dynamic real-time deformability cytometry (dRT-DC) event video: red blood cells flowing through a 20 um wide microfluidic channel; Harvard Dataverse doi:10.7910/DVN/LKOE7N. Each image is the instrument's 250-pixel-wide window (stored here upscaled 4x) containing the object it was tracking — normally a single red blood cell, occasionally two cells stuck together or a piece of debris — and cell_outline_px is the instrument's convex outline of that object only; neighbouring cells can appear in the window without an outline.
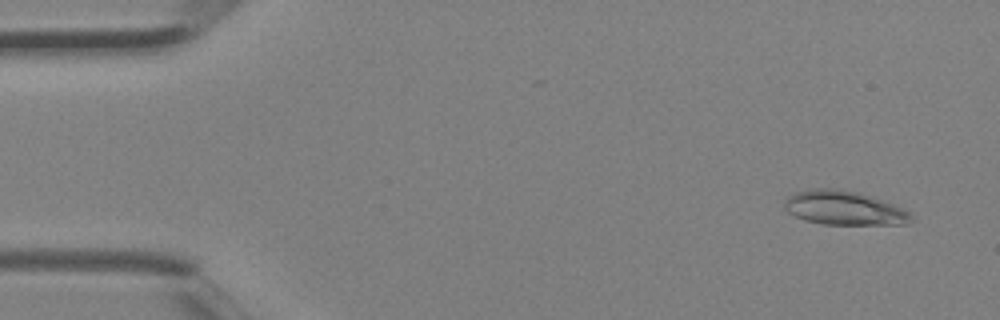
{"species": "Egyptian fruit bat (a non-hibernating species)", "species_latin": "Rousettus aegyptiacus", "temperature_condition": "room temperature", "stored_images_in_passage": 3, "camera_frame_rate_fps": 3000, "um_per_image_px": 0.085, "animal": {"sex": "female"}, "frame": {"image": 1, "passage_image": 1, "time_ms": 0.0, "image_size_px": [1000, 320], "cell_outline_px": [[916, 220], [908, 224], [824, 224], [804, 220], [788, 212], [784, 208], [784, 200], [788, 196], [796, 192], [808, 188], [840, 188], [860, 192], [872, 196], [912, 212]], "centroid_in_image_um": [71.78, 17.67], "position_along_channel_um": 13.2, "area_um2": 25.55}}